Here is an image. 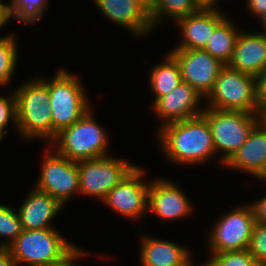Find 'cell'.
Wrapping results in <instances>:
<instances>
[{"mask_svg":"<svg viewBox=\"0 0 266 266\" xmlns=\"http://www.w3.org/2000/svg\"><path fill=\"white\" fill-rule=\"evenodd\" d=\"M255 223V213L250 203L228 210L209 229V254L248 249Z\"/></svg>","mask_w":266,"mask_h":266,"instance_id":"ba28073f","label":"cell"},{"mask_svg":"<svg viewBox=\"0 0 266 266\" xmlns=\"http://www.w3.org/2000/svg\"><path fill=\"white\" fill-rule=\"evenodd\" d=\"M74 245L54 227L41 230H22L7 250L18 266L26 264L28 266H49Z\"/></svg>","mask_w":266,"mask_h":266,"instance_id":"52a82bcc","label":"cell"},{"mask_svg":"<svg viewBox=\"0 0 266 266\" xmlns=\"http://www.w3.org/2000/svg\"><path fill=\"white\" fill-rule=\"evenodd\" d=\"M257 99L260 107V114L266 112V67L256 77Z\"/></svg>","mask_w":266,"mask_h":266,"instance_id":"4dcf8cb0","label":"cell"},{"mask_svg":"<svg viewBox=\"0 0 266 266\" xmlns=\"http://www.w3.org/2000/svg\"><path fill=\"white\" fill-rule=\"evenodd\" d=\"M219 164H224L245 143L254 127L263 119L260 113L205 108Z\"/></svg>","mask_w":266,"mask_h":266,"instance_id":"5b68a950","label":"cell"},{"mask_svg":"<svg viewBox=\"0 0 266 266\" xmlns=\"http://www.w3.org/2000/svg\"><path fill=\"white\" fill-rule=\"evenodd\" d=\"M191 251L175 241L143 236L140 243L139 258L141 266H188Z\"/></svg>","mask_w":266,"mask_h":266,"instance_id":"ffe728a7","label":"cell"},{"mask_svg":"<svg viewBox=\"0 0 266 266\" xmlns=\"http://www.w3.org/2000/svg\"><path fill=\"white\" fill-rule=\"evenodd\" d=\"M13 91V92H12ZM6 95H0V140L2 141L8 131L7 125H12L18 131L17 103L14 90ZM9 95V96H8ZM11 123V124H10Z\"/></svg>","mask_w":266,"mask_h":266,"instance_id":"83f0119b","label":"cell"},{"mask_svg":"<svg viewBox=\"0 0 266 266\" xmlns=\"http://www.w3.org/2000/svg\"><path fill=\"white\" fill-rule=\"evenodd\" d=\"M169 53L180 66L182 82L206 98L225 64L203 49H172Z\"/></svg>","mask_w":266,"mask_h":266,"instance_id":"7c38bea8","label":"cell"},{"mask_svg":"<svg viewBox=\"0 0 266 266\" xmlns=\"http://www.w3.org/2000/svg\"><path fill=\"white\" fill-rule=\"evenodd\" d=\"M156 131L161 152L176 165H205L216 155L210 126L202 114L169 123Z\"/></svg>","mask_w":266,"mask_h":266,"instance_id":"6da1fadb","label":"cell"},{"mask_svg":"<svg viewBox=\"0 0 266 266\" xmlns=\"http://www.w3.org/2000/svg\"><path fill=\"white\" fill-rule=\"evenodd\" d=\"M207 2H219V0H207Z\"/></svg>","mask_w":266,"mask_h":266,"instance_id":"74e56055","label":"cell"},{"mask_svg":"<svg viewBox=\"0 0 266 266\" xmlns=\"http://www.w3.org/2000/svg\"><path fill=\"white\" fill-rule=\"evenodd\" d=\"M228 66L257 77L266 67V37L260 32L240 30Z\"/></svg>","mask_w":266,"mask_h":266,"instance_id":"d6986e66","label":"cell"},{"mask_svg":"<svg viewBox=\"0 0 266 266\" xmlns=\"http://www.w3.org/2000/svg\"><path fill=\"white\" fill-rule=\"evenodd\" d=\"M203 99L205 98L193 87L181 82L173 91L152 103L155 116L161 120L157 129L172 122L201 115L205 109V106L201 105Z\"/></svg>","mask_w":266,"mask_h":266,"instance_id":"2e32d148","label":"cell"},{"mask_svg":"<svg viewBox=\"0 0 266 266\" xmlns=\"http://www.w3.org/2000/svg\"><path fill=\"white\" fill-rule=\"evenodd\" d=\"M0 266H18L7 249H0Z\"/></svg>","mask_w":266,"mask_h":266,"instance_id":"e575fe53","label":"cell"},{"mask_svg":"<svg viewBox=\"0 0 266 266\" xmlns=\"http://www.w3.org/2000/svg\"><path fill=\"white\" fill-rule=\"evenodd\" d=\"M207 0H149V14L154 29L162 20H172L176 22L182 17L196 13Z\"/></svg>","mask_w":266,"mask_h":266,"instance_id":"44dd1931","label":"cell"},{"mask_svg":"<svg viewBox=\"0 0 266 266\" xmlns=\"http://www.w3.org/2000/svg\"><path fill=\"white\" fill-rule=\"evenodd\" d=\"M248 12L255 15L258 19L266 14V0H246Z\"/></svg>","mask_w":266,"mask_h":266,"instance_id":"1f68e13d","label":"cell"},{"mask_svg":"<svg viewBox=\"0 0 266 266\" xmlns=\"http://www.w3.org/2000/svg\"><path fill=\"white\" fill-rule=\"evenodd\" d=\"M204 266H262L249 253L248 249L228 251L220 254H209Z\"/></svg>","mask_w":266,"mask_h":266,"instance_id":"4316f807","label":"cell"},{"mask_svg":"<svg viewBox=\"0 0 266 266\" xmlns=\"http://www.w3.org/2000/svg\"><path fill=\"white\" fill-rule=\"evenodd\" d=\"M44 149L43 164L35 188L48 193L63 206L70 203L74 195L79 196L80 179L78 164L60 155L50 145Z\"/></svg>","mask_w":266,"mask_h":266,"instance_id":"9c48e42d","label":"cell"},{"mask_svg":"<svg viewBox=\"0 0 266 266\" xmlns=\"http://www.w3.org/2000/svg\"><path fill=\"white\" fill-rule=\"evenodd\" d=\"M97 9L110 21L128 30L134 37L154 31L149 14V0H93Z\"/></svg>","mask_w":266,"mask_h":266,"instance_id":"4fadbf2b","label":"cell"},{"mask_svg":"<svg viewBox=\"0 0 266 266\" xmlns=\"http://www.w3.org/2000/svg\"><path fill=\"white\" fill-rule=\"evenodd\" d=\"M203 262H201L200 265H197V266H204V264H202ZM188 266H195V264L192 262L191 264H189Z\"/></svg>","mask_w":266,"mask_h":266,"instance_id":"8d00e7d4","label":"cell"},{"mask_svg":"<svg viewBox=\"0 0 266 266\" xmlns=\"http://www.w3.org/2000/svg\"><path fill=\"white\" fill-rule=\"evenodd\" d=\"M17 103V128L22 140L52 142V114L47 85L39 78L13 89Z\"/></svg>","mask_w":266,"mask_h":266,"instance_id":"7a4b0ae2","label":"cell"},{"mask_svg":"<svg viewBox=\"0 0 266 266\" xmlns=\"http://www.w3.org/2000/svg\"><path fill=\"white\" fill-rule=\"evenodd\" d=\"M259 20H260L259 21L260 25L262 26L261 30L263 29V31H261L260 34L266 37V14L263 17H261Z\"/></svg>","mask_w":266,"mask_h":266,"instance_id":"d590c367","label":"cell"},{"mask_svg":"<svg viewBox=\"0 0 266 266\" xmlns=\"http://www.w3.org/2000/svg\"><path fill=\"white\" fill-rule=\"evenodd\" d=\"M240 31L238 26L226 17L214 30L203 50L207 51L223 64L228 65L235 49V43Z\"/></svg>","mask_w":266,"mask_h":266,"instance_id":"603a6c76","label":"cell"},{"mask_svg":"<svg viewBox=\"0 0 266 266\" xmlns=\"http://www.w3.org/2000/svg\"><path fill=\"white\" fill-rule=\"evenodd\" d=\"M22 226L17 209L0 204V249H7L21 234ZM7 239V240H6ZM9 240V241H8Z\"/></svg>","mask_w":266,"mask_h":266,"instance_id":"484cf974","label":"cell"},{"mask_svg":"<svg viewBox=\"0 0 266 266\" xmlns=\"http://www.w3.org/2000/svg\"><path fill=\"white\" fill-rule=\"evenodd\" d=\"M49 0H10V14L13 21L34 25L41 21L45 10H48Z\"/></svg>","mask_w":266,"mask_h":266,"instance_id":"d4e9b609","label":"cell"},{"mask_svg":"<svg viewBox=\"0 0 266 266\" xmlns=\"http://www.w3.org/2000/svg\"><path fill=\"white\" fill-rule=\"evenodd\" d=\"M146 171L136 166L119 184L114 186L102 203L118 215L140 220L148 212V195L151 182L146 183Z\"/></svg>","mask_w":266,"mask_h":266,"instance_id":"8fae6325","label":"cell"},{"mask_svg":"<svg viewBox=\"0 0 266 266\" xmlns=\"http://www.w3.org/2000/svg\"><path fill=\"white\" fill-rule=\"evenodd\" d=\"M179 185L162 177L151 182L148 195V211L160 220L174 221L189 217L193 205Z\"/></svg>","mask_w":266,"mask_h":266,"instance_id":"5bb4252c","label":"cell"},{"mask_svg":"<svg viewBox=\"0 0 266 266\" xmlns=\"http://www.w3.org/2000/svg\"><path fill=\"white\" fill-rule=\"evenodd\" d=\"M85 249L74 245L67 253H65L60 259L54 261L49 266H78L76 261L87 257L88 252H84ZM79 259V260H78Z\"/></svg>","mask_w":266,"mask_h":266,"instance_id":"f546056e","label":"cell"},{"mask_svg":"<svg viewBox=\"0 0 266 266\" xmlns=\"http://www.w3.org/2000/svg\"><path fill=\"white\" fill-rule=\"evenodd\" d=\"M248 251L259 264L266 266V224L256 221Z\"/></svg>","mask_w":266,"mask_h":266,"instance_id":"f1b7e54d","label":"cell"},{"mask_svg":"<svg viewBox=\"0 0 266 266\" xmlns=\"http://www.w3.org/2000/svg\"><path fill=\"white\" fill-rule=\"evenodd\" d=\"M23 200L17 209L23 230L53 228L52 220L64 207L57 199L35 187Z\"/></svg>","mask_w":266,"mask_h":266,"instance_id":"ac0fdd59","label":"cell"},{"mask_svg":"<svg viewBox=\"0 0 266 266\" xmlns=\"http://www.w3.org/2000/svg\"><path fill=\"white\" fill-rule=\"evenodd\" d=\"M241 173L266 181V122L262 119L252 130L245 143L224 164Z\"/></svg>","mask_w":266,"mask_h":266,"instance_id":"e0dca14e","label":"cell"},{"mask_svg":"<svg viewBox=\"0 0 266 266\" xmlns=\"http://www.w3.org/2000/svg\"><path fill=\"white\" fill-rule=\"evenodd\" d=\"M52 77L39 78L49 90L53 141L63 129L78 121L91 105L81 79L74 73L63 68Z\"/></svg>","mask_w":266,"mask_h":266,"instance_id":"3957f363","label":"cell"},{"mask_svg":"<svg viewBox=\"0 0 266 266\" xmlns=\"http://www.w3.org/2000/svg\"><path fill=\"white\" fill-rule=\"evenodd\" d=\"M92 112L90 108L78 121L63 129L50 147L75 162L109 156V135Z\"/></svg>","mask_w":266,"mask_h":266,"instance_id":"277c9868","label":"cell"},{"mask_svg":"<svg viewBox=\"0 0 266 266\" xmlns=\"http://www.w3.org/2000/svg\"><path fill=\"white\" fill-rule=\"evenodd\" d=\"M250 204L254 209L256 221L266 224V195Z\"/></svg>","mask_w":266,"mask_h":266,"instance_id":"d6a6232c","label":"cell"},{"mask_svg":"<svg viewBox=\"0 0 266 266\" xmlns=\"http://www.w3.org/2000/svg\"><path fill=\"white\" fill-rule=\"evenodd\" d=\"M11 19L9 2L0 0V29H3Z\"/></svg>","mask_w":266,"mask_h":266,"instance_id":"836d02e7","label":"cell"},{"mask_svg":"<svg viewBox=\"0 0 266 266\" xmlns=\"http://www.w3.org/2000/svg\"><path fill=\"white\" fill-rule=\"evenodd\" d=\"M79 171V195L95 197L100 202L108 192L119 184L137 165L127 159L105 156L77 162Z\"/></svg>","mask_w":266,"mask_h":266,"instance_id":"30bf717a","label":"cell"},{"mask_svg":"<svg viewBox=\"0 0 266 266\" xmlns=\"http://www.w3.org/2000/svg\"><path fill=\"white\" fill-rule=\"evenodd\" d=\"M15 34H5L0 36V86H8L17 70L18 45Z\"/></svg>","mask_w":266,"mask_h":266,"instance_id":"cb8c5ba5","label":"cell"},{"mask_svg":"<svg viewBox=\"0 0 266 266\" xmlns=\"http://www.w3.org/2000/svg\"><path fill=\"white\" fill-rule=\"evenodd\" d=\"M205 108L260 113L256 77L225 65L205 98Z\"/></svg>","mask_w":266,"mask_h":266,"instance_id":"8992f818","label":"cell"},{"mask_svg":"<svg viewBox=\"0 0 266 266\" xmlns=\"http://www.w3.org/2000/svg\"><path fill=\"white\" fill-rule=\"evenodd\" d=\"M219 9L217 2H208L196 13L177 20L182 38L172 49H204L215 28L227 17Z\"/></svg>","mask_w":266,"mask_h":266,"instance_id":"9a60e30c","label":"cell"},{"mask_svg":"<svg viewBox=\"0 0 266 266\" xmlns=\"http://www.w3.org/2000/svg\"><path fill=\"white\" fill-rule=\"evenodd\" d=\"M162 63L155 64L149 75V86L155 95L153 103L173 91L181 82V70L176 59L169 53Z\"/></svg>","mask_w":266,"mask_h":266,"instance_id":"7402d4cb","label":"cell"}]
</instances>
